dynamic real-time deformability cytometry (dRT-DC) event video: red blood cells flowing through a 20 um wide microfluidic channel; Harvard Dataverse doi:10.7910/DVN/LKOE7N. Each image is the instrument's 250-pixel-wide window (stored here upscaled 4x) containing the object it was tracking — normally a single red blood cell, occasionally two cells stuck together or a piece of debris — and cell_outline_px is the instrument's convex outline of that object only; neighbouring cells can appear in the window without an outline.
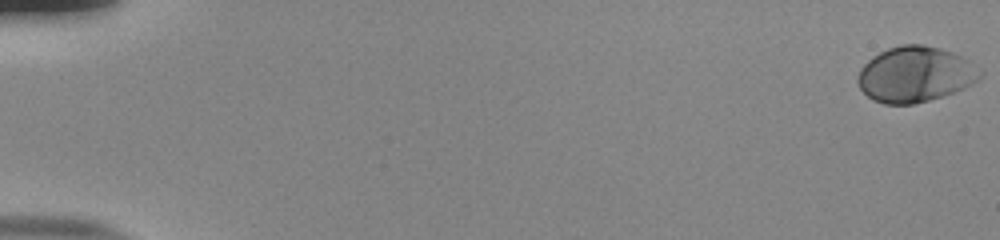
{"species": "human", "species_latin": "Homo sapiens", "temperature_condition": "room temperature", "stored_images_in_passage": 55, "camera_frame_rate_fps": 3000, "um_per_image_px": 0.085, "donor": {"sex": "male"}, "frame": {"image": 1, "passage_image": 1, "time_ms": 0.0, "image_size_px": [1000, 240], "cell_outline_px": [[980, 76], [976, 80], [952, 92], [928, 100], [912, 104], [884, 104], [872, 100], [860, 88], [856, 80], [860, 68], [872, 56], [888, 48], [900, 44], [920, 44], [940, 48], [952, 52], [968, 60]], "centroid_in_image_um": [77.68, 6.31], "position_along_channel_um": 7.3, "area_um2": 38.84}}
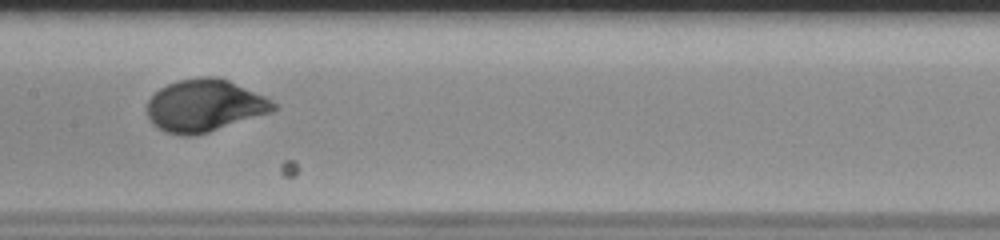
{"frame": {"image": 2, "passage_image": 30, "time_ms": 9.667, "image_size_px": [1000, 240], "cell_outline_px": [[280, 108], [272, 112], [208, 132], [192, 136], [180, 136], [164, 132], [148, 116], [148, 100], [160, 88], [176, 80], [200, 76], [216, 76], [228, 80], [264, 96], [272, 100]], "centroid_in_image_um": [17.42, 8.97], "position_along_channel_um": 190.0, "area_um2": 38.38}}
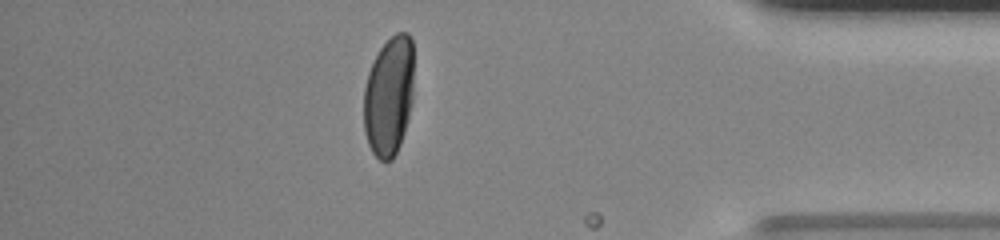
{"frame": {"image": 3, "passage_image": 49, "time_ms": 16.0, "image_size_px": [1000, 240], "cell_outline_px": [[412, 100], [404, 132], [400, 144], [392, 160], [380, 160], [372, 152], [368, 144], [364, 132], [364, 88], [368, 72], [380, 48], [396, 32], [408, 32], [412, 40]], "centroid_in_image_um": [33.04, 8.17], "position_along_channel_um": 402.2, "area_um2": 34.68}, "authors_computed_cell_mechanics": {"area_um2": 36.5296, "velocity_mm_per_s": 3.817, "shape_relaxation_time_tau1_ms": 2.6664, "shape_relaxation_time_tau2_ms": null, "deformation_change_tau1": 0.1658, "deformation_change_tau2": null}}